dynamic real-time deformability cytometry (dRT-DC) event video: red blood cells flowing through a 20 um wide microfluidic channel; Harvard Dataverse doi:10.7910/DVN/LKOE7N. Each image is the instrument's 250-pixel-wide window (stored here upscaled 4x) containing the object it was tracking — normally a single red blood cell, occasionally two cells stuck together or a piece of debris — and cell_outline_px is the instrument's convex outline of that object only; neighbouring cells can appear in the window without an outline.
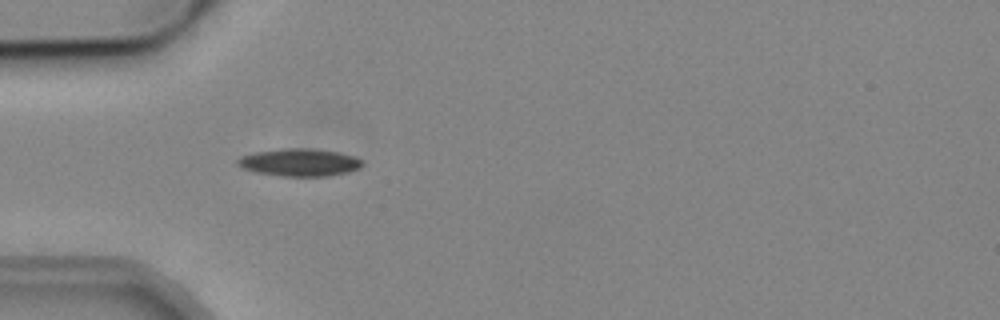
{"species": "common noctule bat (a hibernating species)", "species_latin": "Nyctalus noctula", "temperature_condition": "cold", "stored_images_in_passage": 39, "camera_frame_rate_fps": 3000, "um_per_image_px": 0.085, "animal": {"sex": "male", "body_mass_g": 19.2, "forearm_length_mm": 51.8}, "frame": {"image": 1, "passage_image": 2, "time_ms": 0.333, "image_size_px": [1000, 320], "cell_outline_px": [[364, 164], [360, 168], [348, 172], [328, 176], [280, 176], [256, 172], [240, 168], [236, 164], [236, 160], [240, 156], [256, 152], [284, 148], [312, 148], [336, 152], [352, 156], [360, 160]], "centroid_in_image_um": [25.41, 13.81], "position_along_channel_um": 59.6, "area_um2": 20.06}}
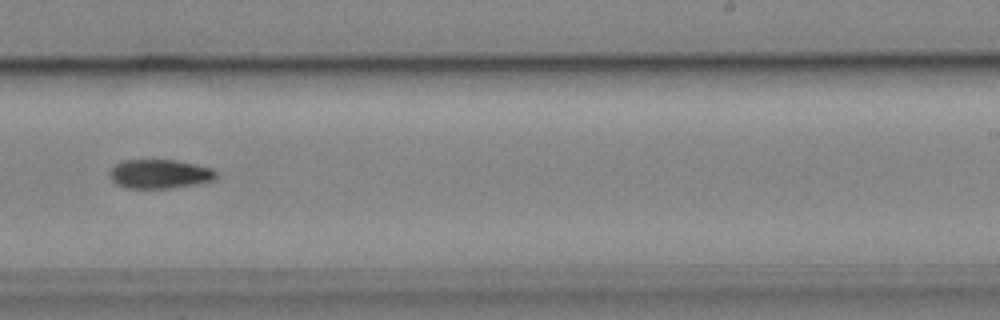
{"frame": {"image": 2, "passage_image": 19, "time_ms": 6.0, "image_size_px": [1000, 320], "cell_outline_px": [[216, 176], [212, 180], [196, 184], [168, 188], [124, 188], [116, 184], [108, 176], [108, 172], [116, 164], [124, 160], [176, 160], [196, 164], [212, 168], [216, 172]], "centroid_in_image_um": [13.53, 14.78], "position_along_channel_um": 275.5, "area_um2": 18.03}}
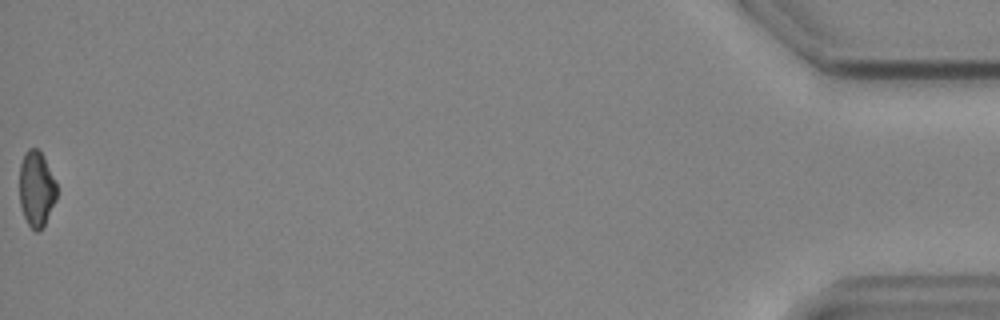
{"frame": {"image": 3, "passage_image": 39, "time_ms": 12.667, "image_size_px": [1000, 320], "cell_outline_px": [[56, 200], [44, 224], [36, 232], [28, 224], [24, 216], [20, 204], [20, 164], [24, 152], [28, 148], [36, 148], [44, 156], [56, 180]], "centroid_in_image_um": [3.1, 16.0], "position_along_channel_um": 432.1, "area_um2": 16.36}, "authors_computed_cell_mechanics": {"area_um2": 18.3804, "velocity_mm_per_s": 3.8691, "shape_relaxation_time_tau1_ms": 3.6752, "shape_relaxation_time_tau2_ms": null, "deformation_change_tau1": 0.1045, "deformation_change_tau2": null}}